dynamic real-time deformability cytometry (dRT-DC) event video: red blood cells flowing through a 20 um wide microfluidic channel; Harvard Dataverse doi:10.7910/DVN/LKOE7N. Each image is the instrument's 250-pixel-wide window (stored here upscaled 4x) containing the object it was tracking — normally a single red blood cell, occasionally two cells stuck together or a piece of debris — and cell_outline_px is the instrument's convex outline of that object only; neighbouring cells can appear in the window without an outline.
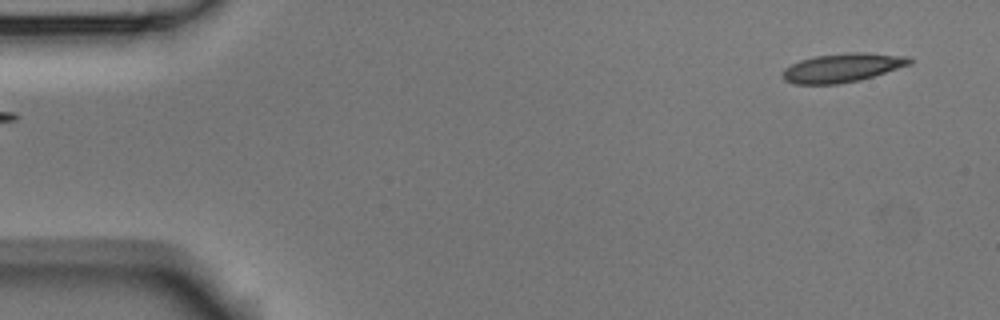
{"species": "Egyptian fruit bat (a non-hibernating species)", "species_latin": "Rousettus aegyptiacus", "temperature_condition": "room temperature", "stored_images_in_passage": 3, "segment_of_instrument_passage": [2, 2], "camera_frame_rate_fps": 3000, "um_per_image_px": 0.085, "animal": {"sex": "male"}, "frame": {"image": 1, "passage_image": 3, "time_ms": 0.667, "image_size_px": [1000, 320], "cell_outline_px": [[912, 64], [860, 80], [836, 84], [796, 84], [784, 80], [780, 76], [780, 72], [784, 68], [800, 60], [812, 56], [848, 52], [864, 52], [908, 56], [912, 60]], "centroid_in_image_um": [71.57, 5.75], "position_along_channel_um": 13.4, "area_um2": 21.56}}